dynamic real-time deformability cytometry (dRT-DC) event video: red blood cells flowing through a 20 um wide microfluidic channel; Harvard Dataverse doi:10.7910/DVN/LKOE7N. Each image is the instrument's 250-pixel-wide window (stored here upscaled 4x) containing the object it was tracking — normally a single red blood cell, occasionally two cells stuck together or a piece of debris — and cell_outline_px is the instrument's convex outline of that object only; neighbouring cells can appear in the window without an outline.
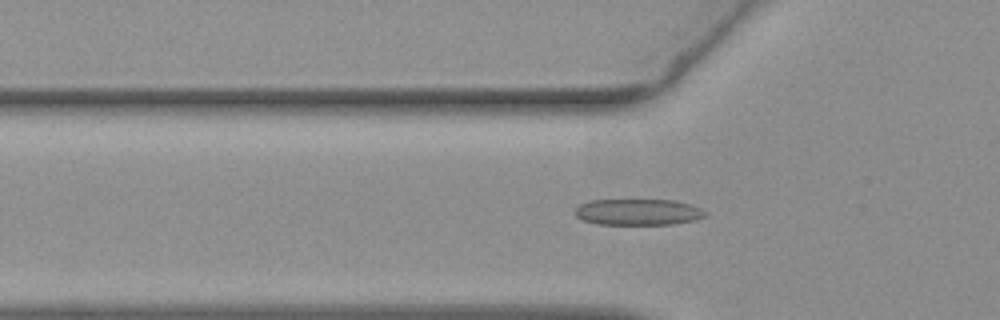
{"species": "common noctule bat (a hibernating species)", "species_latin": "Nyctalus noctula", "temperature_condition": "warm", "stored_images_in_passage": 40, "camera_frame_rate_fps": 3000, "um_per_image_px": 0.085, "animal": {"sex": "female", "body_mass_g": 19.3, "forearm_length_mm": 54.1}, "frame": {"image": 1, "passage_image": 3, "time_ms": 0.667, "image_size_px": [1000, 320], "cell_outline_px": [[708, 212], [704, 216], [696, 220], [672, 224], [596, 224], [584, 220], [576, 216], [576, 208], [580, 204], [588, 200], [676, 200], [692, 204]], "centroid_in_image_um": [54.27, 18.01], "position_along_channel_um": 71.5, "area_um2": 19.94}}
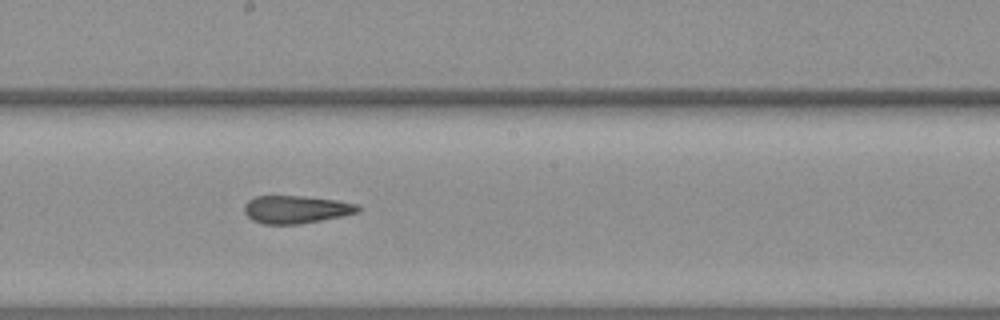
{"frame": {"image": 2, "passage_image": 15, "time_ms": 4.667, "image_size_px": [1000, 320], "cell_outline_px": [[360, 212], [300, 224], [260, 224], [252, 220], [244, 212], [244, 204], [248, 200], [256, 196], [304, 196], [336, 200], [360, 204]], "centroid_in_image_um": [25.15, 17.8], "position_along_channel_um": 223.0, "area_um2": 18.5}}
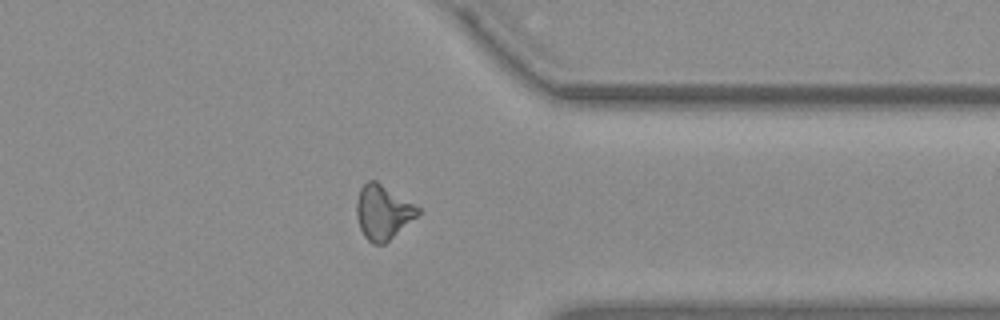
{"frame": {"image": 3, "passage_image": 28, "time_ms": 9.0, "image_size_px": [1000, 320], "cell_outline_px": [[424, 208], [416, 216], [384, 244], [372, 244], [364, 236], [360, 228], [356, 216], [356, 200], [360, 188], [368, 180], [376, 180]], "centroid_in_image_um": [32.55, 18.0], "position_along_channel_um": 378.8, "area_um2": 19.65}}